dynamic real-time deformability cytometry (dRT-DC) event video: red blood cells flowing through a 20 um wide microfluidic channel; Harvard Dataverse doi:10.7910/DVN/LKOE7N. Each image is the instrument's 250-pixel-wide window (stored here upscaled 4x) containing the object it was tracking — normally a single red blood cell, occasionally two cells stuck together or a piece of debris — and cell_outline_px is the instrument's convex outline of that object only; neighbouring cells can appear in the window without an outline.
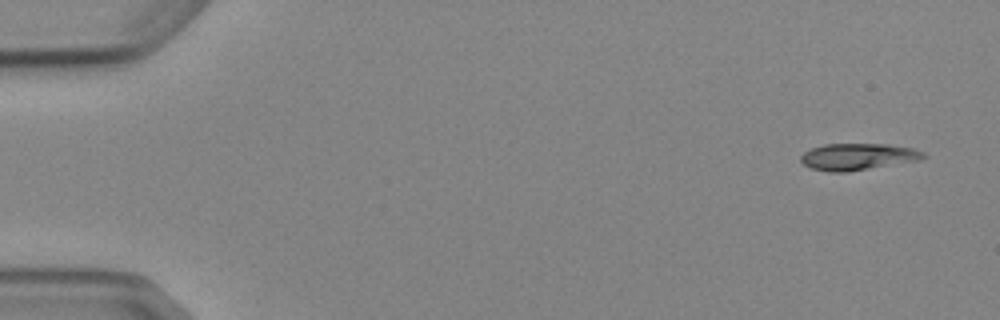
{"species": "Egyptian fruit bat (a non-hibernating species)", "species_latin": "Rousettus aegyptiacus", "temperature_condition": "cold", "stored_images_in_passage": 7, "camera_frame_rate_fps": 3000, "um_per_image_px": 0.085, "animal": {"sex": "female"}, "frame": {"image": 1, "passage_image": 1, "time_ms": 0.0, "image_size_px": [1000, 320], "cell_outline_px": [[928, 156], [916, 160], [844, 172], [828, 172], [812, 168], [804, 164], [800, 160], [800, 156], [804, 152], [812, 148], [824, 144], [888, 144], [912, 148], [924, 152]], "centroid_in_image_um": [72.88, 13.3], "position_along_channel_um": 12.1, "area_um2": 18.73}}
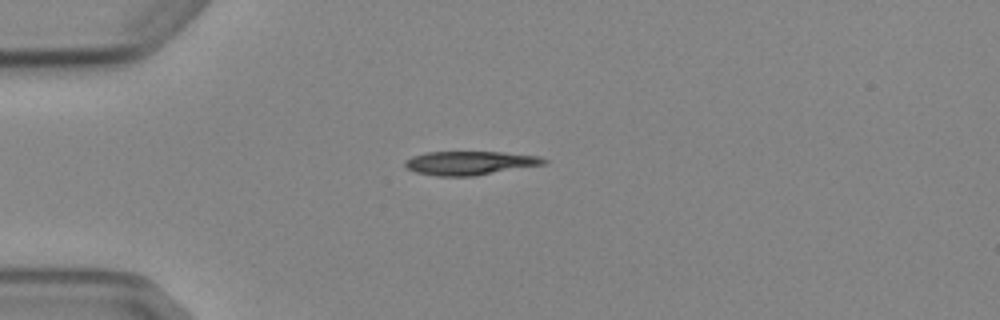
{"frame": {"image": 2, "passage_image": 4, "time_ms": 3.667, "image_size_px": [1000, 320], "cell_outline_px": [[548, 160], [544, 164], [472, 176], [440, 176], [416, 172], [404, 168], [404, 160], [412, 156], [424, 152], [504, 152], [540, 156]], "centroid_in_image_um": [39.89, 13.84], "position_along_channel_um": 45.1, "area_um2": 19.19}}
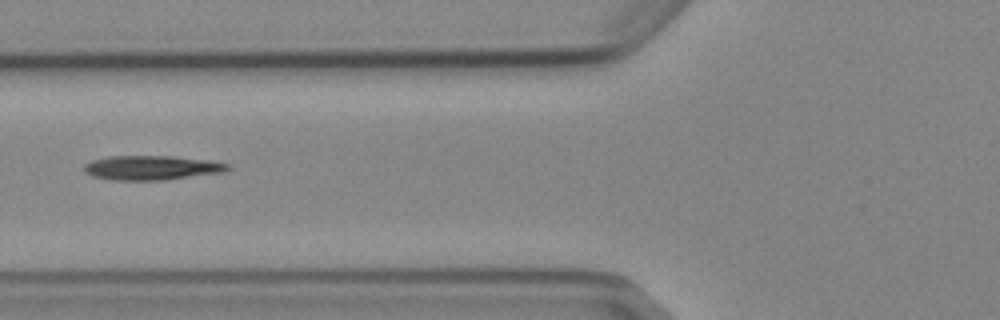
{"frame": {"image": 3, "passage_image": 6, "time_ms": 6.0, "image_size_px": [1000, 320], "cell_outline_px": [[232, 168], [224, 172], [164, 180], [112, 180], [92, 176], [84, 172], [84, 164], [92, 160], [108, 156], [172, 156], [212, 160], [228, 164]], "centroid_in_image_um": [12.9, 14.25], "position_along_channel_um": 112.9, "area_um2": 20.58}}